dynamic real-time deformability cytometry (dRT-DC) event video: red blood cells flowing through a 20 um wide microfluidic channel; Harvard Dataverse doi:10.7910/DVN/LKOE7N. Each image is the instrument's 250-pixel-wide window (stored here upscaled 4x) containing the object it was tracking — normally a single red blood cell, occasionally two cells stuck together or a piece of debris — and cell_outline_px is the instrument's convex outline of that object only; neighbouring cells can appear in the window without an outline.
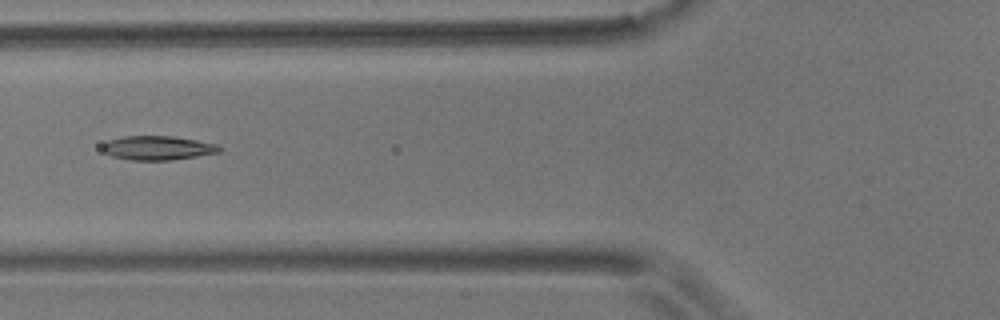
{"species": "common noctule bat (a hibernating species)", "species_latin": "Nyctalus noctula", "temperature_condition": "room temperature", "stored_images_in_passage": 4, "camera_frame_rate_fps": 3000, "um_per_image_px": 0.085, "animal": {"sex": "male", "body_mass_g": 17.9}, "frame": {"image": 1, "passage_image": 4, "time_ms": 1.0, "image_size_px": [1000, 320], "cell_outline_px": [[224, 148], [220, 152], [172, 160], [132, 160], [112, 156], [104, 152], [100, 148], [108, 140], [124, 136], [172, 136], [220, 144]], "centroid_in_image_um": [13.44, 12.57], "position_along_channel_um": 112.4, "area_um2": 16.53}}